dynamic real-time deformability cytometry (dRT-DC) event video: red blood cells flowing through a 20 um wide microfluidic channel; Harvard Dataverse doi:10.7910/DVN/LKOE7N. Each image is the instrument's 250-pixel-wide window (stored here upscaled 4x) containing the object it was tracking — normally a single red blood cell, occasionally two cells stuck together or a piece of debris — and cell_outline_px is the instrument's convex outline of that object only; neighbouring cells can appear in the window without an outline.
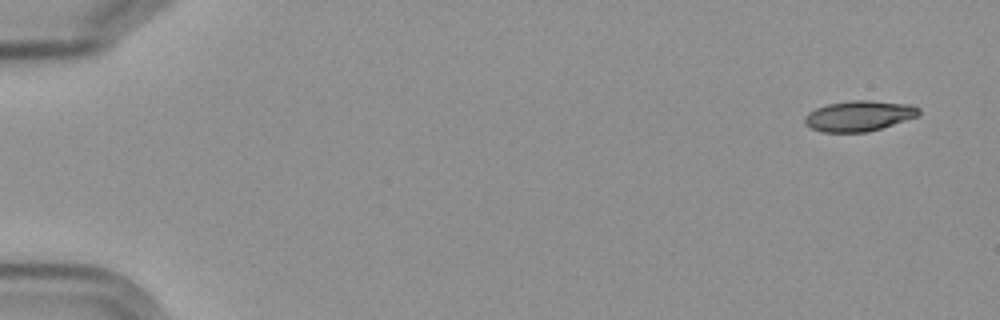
{"species": "Egyptian fruit bat (a non-hibernating species)", "species_latin": "Rousettus aegyptiacus", "temperature_condition": "cold", "stored_images_in_passage": 6, "camera_frame_rate_fps": 3000, "um_per_image_px": 0.085, "frame": {"image": 1, "passage_image": 1, "time_ms": 0.0, "image_size_px": [1000, 320], "cell_outline_px": [[920, 112], [916, 116], [880, 128], [864, 132], [824, 132], [812, 128], [804, 124], [804, 116], [808, 112], [816, 108], [828, 104], [852, 100], [868, 100], [912, 104], [920, 108]], "centroid_in_image_um": [72.98, 9.84], "position_along_channel_um": 12.0, "area_um2": 20.11}}
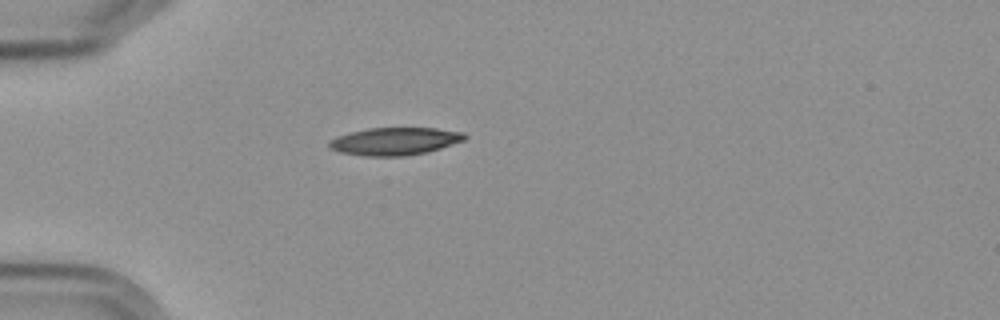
{"frame": {"image": 2, "passage_image": 5, "time_ms": 4.667, "image_size_px": [1000, 320], "cell_outline_px": [[468, 136], [464, 140], [440, 148], [424, 152], [404, 156], [364, 156], [340, 152], [328, 148], [328, 144], [336, 136], [368, 128], [436, 128], [464, 132]], "centroid_in_image_um": [33.55, 12.0], "position_along_channel_um": 51.4, "area_um2": 21.68}}